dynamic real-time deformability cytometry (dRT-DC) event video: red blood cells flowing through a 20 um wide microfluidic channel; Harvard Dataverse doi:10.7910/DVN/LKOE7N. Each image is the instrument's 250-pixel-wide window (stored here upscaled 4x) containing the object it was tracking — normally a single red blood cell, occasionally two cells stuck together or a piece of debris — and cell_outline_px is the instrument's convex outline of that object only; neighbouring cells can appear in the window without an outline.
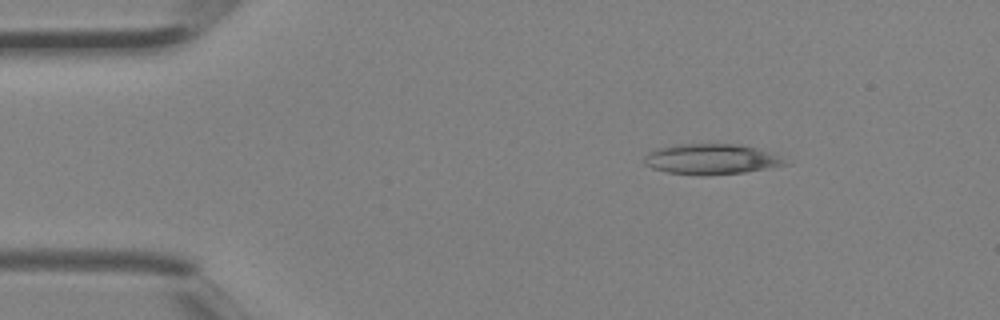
{"species": "Egyptian fruit bat (a non-hibernating species)", "species_latin": "Rousettus aegyptiacus", "temperature_condition": "room temperature", "stored_images_in_passage": 2, "camera_frame_rate_fps": 3000, "um_per_image_px": 0.085, "animal": {"sex": "female"}, "frame": {"image": 1, "passage_image": 1, "time_ms": 0.0, "image_size_px": [1000, 320], "cell_outline_px": [[788, 164], [772, 168], [744, 172], [704, 176], [700, 176], [668, 172], [652, 168], [644, 164], [644, 156], [648, 152], [656, 148], [676, 144], [736, 144], [756, 148]], "centroid_in_image_um": [60.32, 13.54], "position_along_channel_um": 24.7, "area_um2": 24.62}}